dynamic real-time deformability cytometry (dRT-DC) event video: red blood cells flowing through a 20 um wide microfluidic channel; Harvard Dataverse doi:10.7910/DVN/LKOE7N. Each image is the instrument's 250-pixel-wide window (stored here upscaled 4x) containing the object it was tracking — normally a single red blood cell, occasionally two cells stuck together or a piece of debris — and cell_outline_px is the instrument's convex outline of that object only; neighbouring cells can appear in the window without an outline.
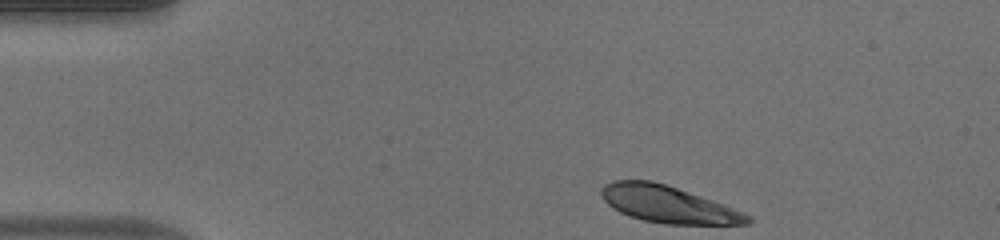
{"species": "human", "species_latin": "Homo sapiens", "temperature_condition": "warm", "stored_images_in_passage": 40, "camera_frame_rate_fps": 3000, "um_per_image_px": 0.085, "donor": {"sex": "male"}, "frame": {"image": 1, "passage_image": 1, "time_ms": 0.0, "image_size_px": [1000, 240], "cell_outline_px": [[752, 220], [748, 224], [664, 224], [644, 220], [628, 216], [612, 208], [604, 200], [600, 192], [600, 188], [604, 184], [612, 180], [652, 180], [712, 200], [744, 212], [752, 216]], "centroid_in_image_um": [56.75, 17.37], "position_along_channel_um": 28.2, "area_um2": 31.33}}
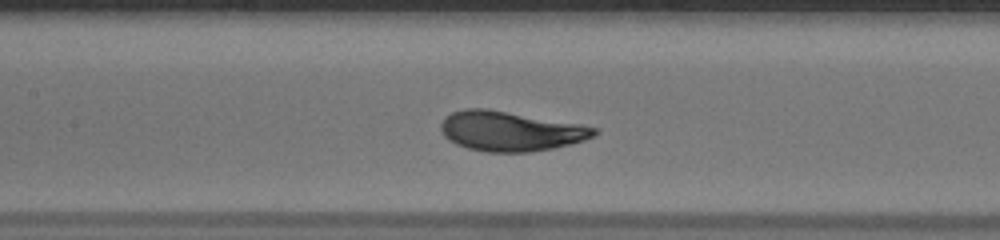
{"frame": {"image": 2, "passage_image": 17, "time_ms": 5.333, "image_size_px": [1000, 240], "cell_outline_px": [[600, 132], [596, 136], [572, 144], [532, 152], [484, 152], [468, 148], [456, 144], [448, 140], [444, 136], [440, 128], [440, 124], [444, 116], [452, 112], [464, 108], [488, 108], [580, 124], [600, 128]], "centroid_in_image_um": [43.4, 11.14], "position_along_channel_um": 164.0, "area_um2": 36.01}}
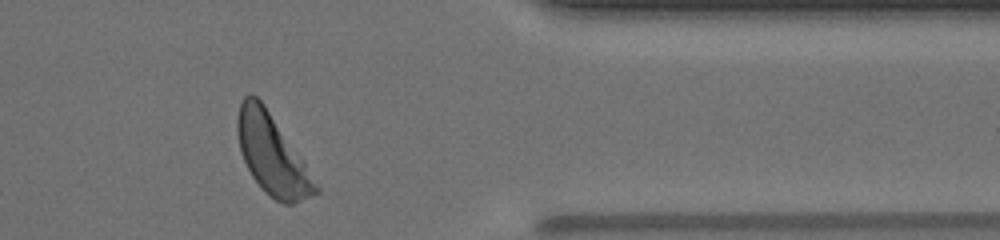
{"frame": {"image": 3, "passage_image": 36, "time_ms": 11.667, "image_size_px": [1000, 240], "cell_outline_px": [[320, 192], [292, 204], [284, 204], [276, 200], [264, 192], [252, 176], [240, 152], [236, 132], [236, 120], [240, 104], [244, 96], [252, 92], [264, 104], [304, 160], [320, 188]], "centroid_in_image_um": [23.12, 13.13], "position_along_channel_um": 388.3, "area_um2": 36.47}, "authors_computed_cell_mechanics": {"area_um2": 34.9112, "velocity_mm_per_s": 3.8081, "shape_relaxation_time_tau1_ms": 3.0505, "shape_relaxation_time_tau2_ms": null, "deformation_change_tau1": 0.1657, "deformation_change_tau2": null}}